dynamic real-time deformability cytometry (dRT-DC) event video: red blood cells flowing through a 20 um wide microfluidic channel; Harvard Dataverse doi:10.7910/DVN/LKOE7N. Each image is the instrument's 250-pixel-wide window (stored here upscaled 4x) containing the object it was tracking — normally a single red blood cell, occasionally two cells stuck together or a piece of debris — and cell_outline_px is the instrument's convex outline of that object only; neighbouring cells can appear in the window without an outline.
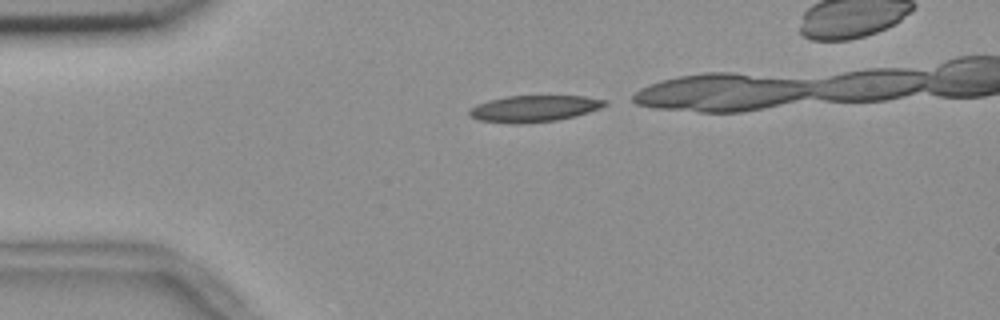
{"species": "common noctule bat (a hibernating species)", "species_latin": "Nyctalus noctula", "temperature_condition": "room temperature", "stored_images_in_passage": 32, "camera_frame_rate_fps": 3000, "um_per_image_px": 0.085, "animal": {"sex": "female", "body_mass_g": 18.4}, "frame": {"image": 1, "passage_image": 1, "time_ms": 0.0, "image_size_px": [1000, 320], "cell_outline_px": [[608, 104], [600, 108], [576, 116], [556, 120], [520, 124], [512, 124], [476, 120], [468, 116], [468, 108], [476, 104], [488, 100], [508, 96], [584, 96], [608, 100]], "centroid_in_image_um": [45.34, 9.23], "position_along_channel_um": 39.7, "area_um2": 21.21}}
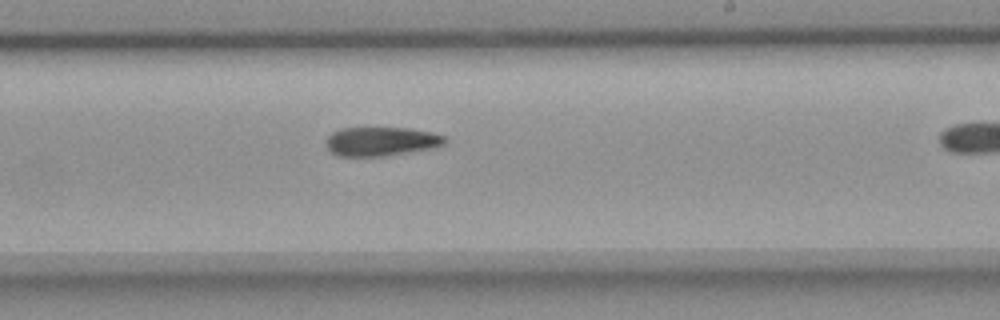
{"frame": {"image": 2, "passage_image": 21, "time_ms": 6.667, "image_size_px": [1000, 320], "cell_outline_px": [[448, 140], [444, 144], [436, 148], [384, 156], [336, 156], [328, 148], [324, 140], [332, 132], [340, 128], [408, 128], [432, 132], [444, 136]], "centroid_in_image_um": [32.41, 12.02], "position_along_channel_um": 256.6, "area_um2": 20.29}}
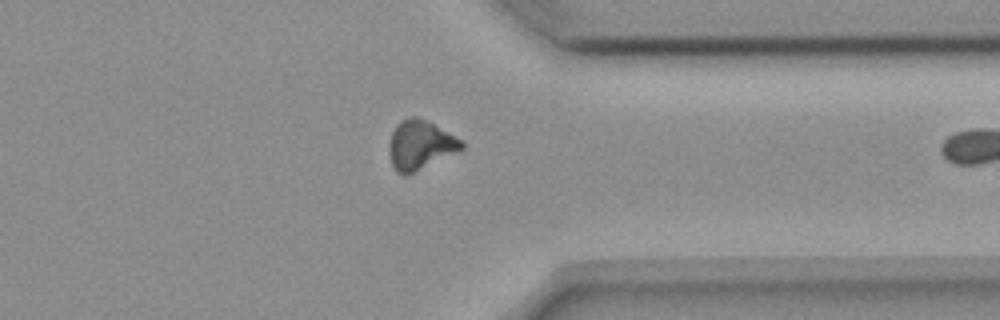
{"frame": {"image": 3, "passage_image": 31, "time_ms": 10.0, "image_size_px": [1000, 320], "cell_outline_px": [[464, 148], [404, 176], [396, 172], [392, 164], [388, 152], [388, 144], [392, 132], [396, 124], [400, 120], [412, 116], [416, 116], [464, 140]], "centroid_in_image_um": [35.68, 12.31], "position_along_channel_um": 375.7, "area_um2": 20.52}}